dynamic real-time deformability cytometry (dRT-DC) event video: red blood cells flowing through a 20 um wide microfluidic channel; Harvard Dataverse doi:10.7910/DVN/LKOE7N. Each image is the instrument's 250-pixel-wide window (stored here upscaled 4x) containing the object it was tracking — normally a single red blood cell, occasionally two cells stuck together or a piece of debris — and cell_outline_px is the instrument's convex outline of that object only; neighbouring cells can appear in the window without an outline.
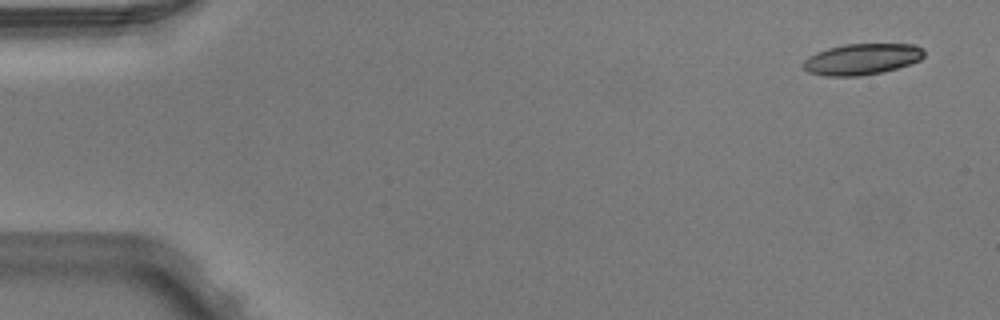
{"species": "Egyptian fruit bat (a non-hibernating species)", "species_latin": "Rousettus aegyptiacus", "temperature_condition": "warm", "stored_images_in_passage": 5, "segment_of_instrument_passage": [1, 2], "camera_frame_rate_fps": 3000, "um_per_image_px": 0.085, "animal": {"sex": "male"}, "frame": {"image": 1, "passage_image": 1, "time_ms": 0.0, "image_size_px": [1000, 320], "cell_outline_px": [[924, 56], [920, 60], [884, 72], [860, 76], [824, 76], [808, 72], [804, 68], [804, 60], [808, 56], [816, 52], [828, 48], [844, 44], [912, 44], [924, 48]], "centroid_in_image_um": [73.26, 5.03], "position_along_channel_um": 11.7, "area_um2": 21.96}}
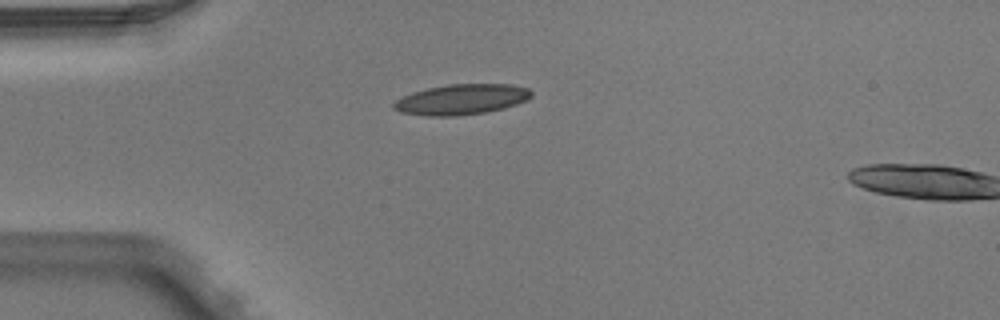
{"frame": {"image": 2, "passage_image": 4, "time_ms": 1.0, "image_size_px": [1000, 320], "cell_outline_px": [[532, 96], [528, 100], [504, 108], [484, 112], [456, 116], [428, 116], [400, 112], [392, 108], [392, 104], [396, 100], [412, 92], [428, 88], [448, 84], [512, 84], [528, 88], [532, 92]], "centroid_in_image_um": [39.23, 8.45], "position_along_channel_um": 45.8, "area_um2": 24.45}}